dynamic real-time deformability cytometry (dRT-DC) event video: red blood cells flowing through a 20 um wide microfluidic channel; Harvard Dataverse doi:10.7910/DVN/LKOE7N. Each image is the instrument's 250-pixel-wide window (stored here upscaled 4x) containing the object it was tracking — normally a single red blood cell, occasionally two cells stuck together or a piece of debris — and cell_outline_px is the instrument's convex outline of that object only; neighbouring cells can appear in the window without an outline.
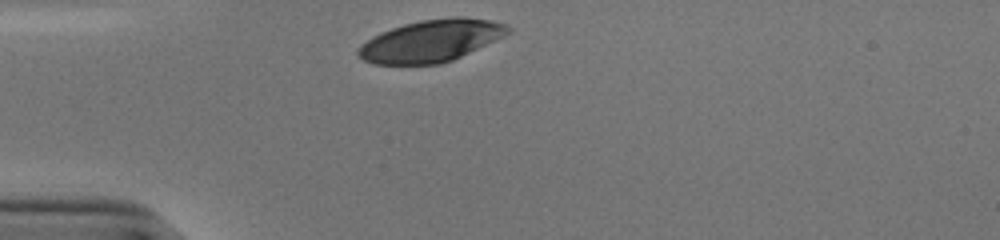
{"species": "human", "species_latin": "Homo sapiens", "temperature_condition": "cold", "stored_images_in_passage": 29, "camera_frame_rate_fps": 3000, "um_per_image_px": 0.085, "donor": {"sex": "male"}, "frame": {"image": 1, "passage_image": 1, "time_ms": 0.0, "image_size_px": [1000, 240], "cell_outline_px": [[512, 28], [504, 36], [452, 60], [436, 64], [372, 64], [356, 56], [356, 52], [360, 44], [372, 36], [380, 32], [404, 24], [420, 20], [460, 16], [488, 20], [508, 24]], "centroid_in_image_um": [36.59, 3.47], "position_along_channel_um": 48.4, "area_um2": 36.59}}
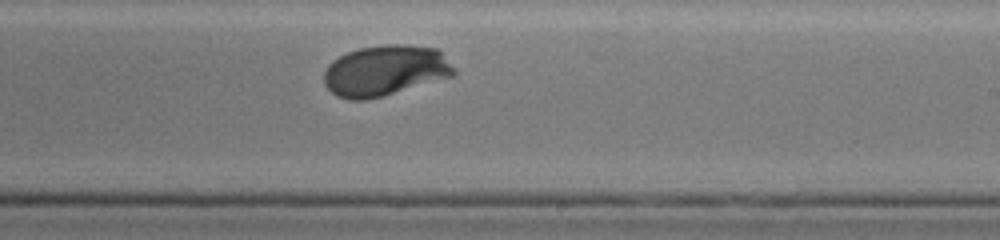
{"frame": {"image": 2, "passage_image": 19, "time_ms": 6.0, "image_size_px": [1000, 240], "cell_outline_px": [[456, 72], [452, 76], [380, 96], [364, 100], [348, 100], [336, 96], [324, 84], [324, 72], [328, 64], [332, 60], [348, 52], [360, 48], [384, 44], [408, 44], [436, 48], [440, 52]], "centroid_in_image_um": [32.68, 5.99], "position_along_channel_um": 256.3, "area_um2": 37.97}}
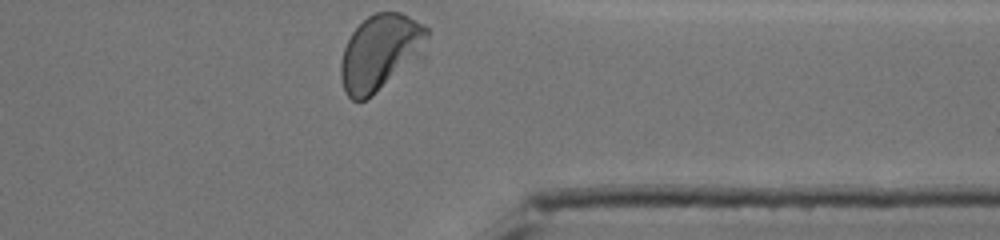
{"frame": {"image": 3, "passage_image": 29, "time_ms": 9.333, "image_size_px": [1000, 240], "cell_outline_px": [[428, 36], [424, 60], [372, 96], [364, 100], [352, 100], [344, 92], [340, 76], [340, 64], [344, 48], [352, 32], [368, 16], [376, 12], [400, 12], [416, 20], [428, 28]], "centroid_in_image_um": [32.4, 4.5], "position_along_channel_um": 379.0, "area_um2": 39.48}, "authors_computed_cell_mechanics": {"area_um2": 37.9746, "velocity_mm_per_s": 3.7887, "shape_relaxation_time_tau1_ms": 2.8758, "shape_relaxation_time_tau2_ms": null, "deformation_change_tau1": 0.146, "deformation_change_tau2": null}}